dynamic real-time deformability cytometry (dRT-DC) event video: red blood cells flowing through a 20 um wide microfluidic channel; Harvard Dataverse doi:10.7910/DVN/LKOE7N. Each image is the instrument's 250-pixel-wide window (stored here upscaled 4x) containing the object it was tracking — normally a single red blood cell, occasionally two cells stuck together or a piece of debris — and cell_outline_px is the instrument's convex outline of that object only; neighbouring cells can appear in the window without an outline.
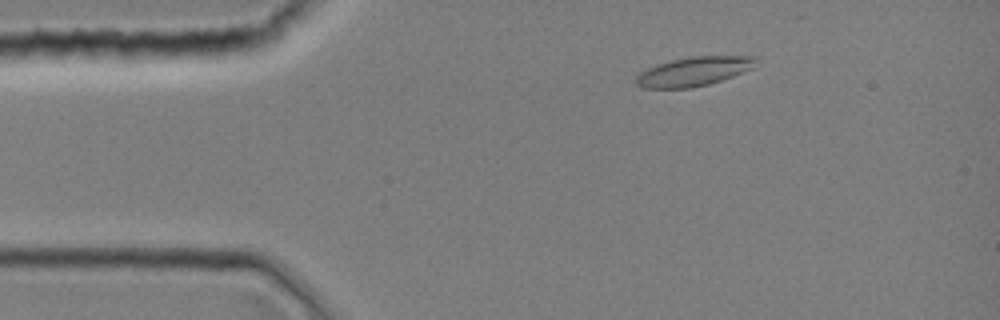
{"species": "common noctule bat (a hibernating species)", "species_latin": "Nyctalus noctula", "temperature_condition": "room temperature", "stored_images_in_passage": 9, "camera_frame_rate_fps": 3000, "um_per_image_px": 0.085, "animal": {"sex": "female", "body_mass_g": 19.0, "forearm_length_mm": 51.5}, "frame": {"image": 1, "passage_image": 6, "time_ms": 1.667, "image_size_px": [1000, 320], "cell_outline_px": [[756, 56], [752, 68], [732, 76], [708, 84], [692, 88], [644, 88], [636, 84], [636, 76], [640, 72], [656, 64], [688, 56]], "centroid_in_image_um": [58.92, 6.07], "position_along_channel_um": 26.1, "area_um2": 20.11}}